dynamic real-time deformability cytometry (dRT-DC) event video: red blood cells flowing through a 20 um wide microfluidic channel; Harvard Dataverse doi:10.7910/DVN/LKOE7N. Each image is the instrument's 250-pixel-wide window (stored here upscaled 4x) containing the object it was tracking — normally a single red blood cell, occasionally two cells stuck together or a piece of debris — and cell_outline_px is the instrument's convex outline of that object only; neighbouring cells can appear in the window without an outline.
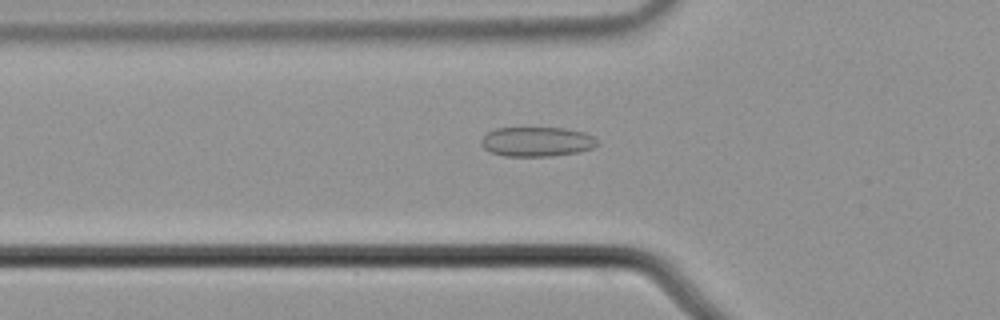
{"species": "common noctule bat (a hibernating species)", "species_latin": "Nyctalus noctula", "temperature_condition": "cold", "stored_images_in_passage": 53, "camera_frame_rate_fps": 3000, "um_per_image_px": 0.085, "animal": {"sex": "male", "body_mass_g": 21.5, "forearm_length_mm": 52.0}, "frame": {"image": 1, "passage_image": 17, "time_ms": 5.333, "image_size_px": [1000, 320], "cell_outline_px": [[600, 144], [592, 148], [576, 152], [552, 156], [504, 156], [492, 152], [484, 148], [480, 144], [480, 140], [488, 132], [496, 128], [564, 128], [584, 132], [600, 140]], "centroid_in_image_um": [45.65, 12.04], "position_along_channel_um": 80.1, "area_um2": 20.06}}
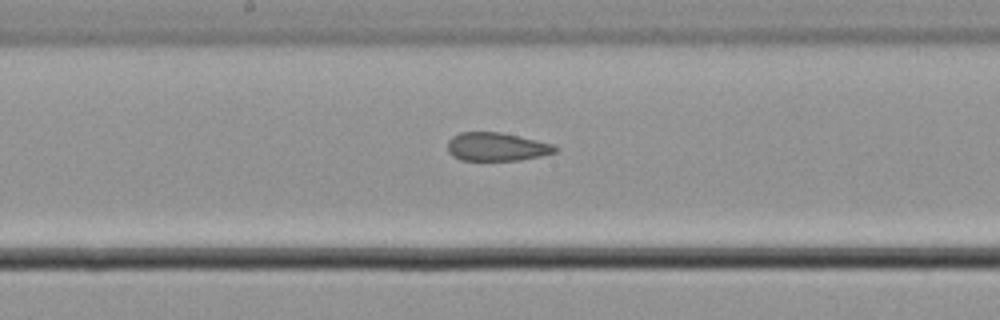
{"frame": {"image": 2, "passage_image": 27, "time_ms": 8.667, "image_size_px": [1000, 320], "cell_outline_px": [[560, 148], [556, 152], [540, 156], [520, 160], [460, 160], [452, 156], [448, 152], [448, 140], [452, 136], [460, 132], [500, 132], [536, 140], [552, 144]], "centroid_in_image_um": [42.2, 12.48], "position_along_channel_um": 206.0, "area_um2": 17.8}}
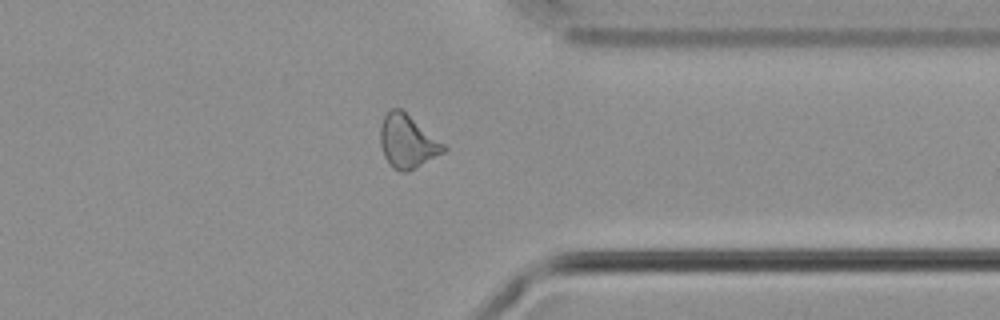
{"frame": {"image": 3, "passage_image": 41, "time_ms": 13.333, "image_size_px": [1000, 320], "cell_outline_px": [[448, 148], [444, 152], [408, 172], [400, 172], [392, 168], [384, 156], [380, 144], [380, 128], [384, 116], [392, 108], [400, 108], [444, 144]], "centroid_in_image_um": [34.61, 12.05], "position_along_channel_um": 376.8, "area_um2": 19.42}, "authors_computed_cell_mechanics": {"area_um2": 19.8254, "velocity_mm_per_s": 3.7709, "shape_relaxation_time_tau1_ms": null, "shape_relaxation_time_tau2_ms": 2.5474, "deformation_change_tau1": null, "deformation_change_tau2": 0.0816}}